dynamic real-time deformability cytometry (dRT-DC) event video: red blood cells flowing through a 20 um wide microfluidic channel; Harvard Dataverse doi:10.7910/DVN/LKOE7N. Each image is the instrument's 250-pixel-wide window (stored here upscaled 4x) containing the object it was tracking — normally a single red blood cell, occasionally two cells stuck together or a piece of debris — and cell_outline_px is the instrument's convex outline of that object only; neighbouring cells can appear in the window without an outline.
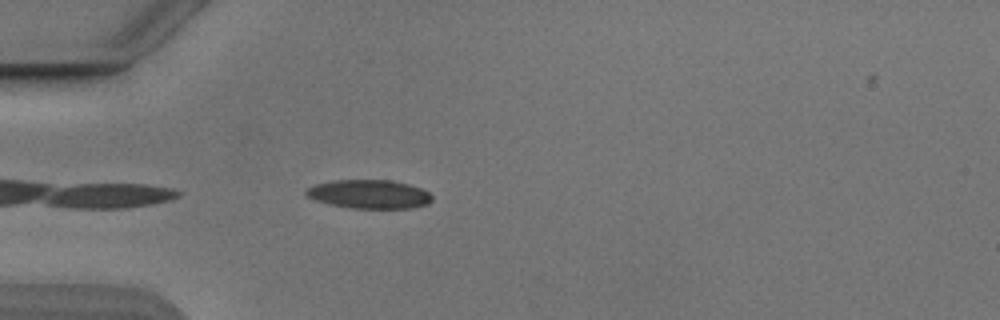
{"species": "Egyptian fruit bat (a non-hibernating species)", "species_latin": "Rousettus aegyptiacus", "temperature_condition": "cold", "stored_images_in_passage": 25, "camera_frame_rate_fps": 3000, "um_per_image_px": 0.085, "animal": {"sex": "male"}, "frame": {"image": 1, "passage_image": 2, "time_ms": 0.333, "image_size_px": [1000, 320], "cell_outline_px": [[432, 200], [428, 204], [412, 208], [352, 208], [332, 204], [316, 200], [308, 196], [304, 192], [308, 188], [316, 184], [336, 180], [388, 180], [408, 184], [420, 188], [428, 192], [432, 196]], "centroid_in_image_um": [31.41, 16.5], "position_along_channel_um": 53.6, "area_um2": 20.81}}
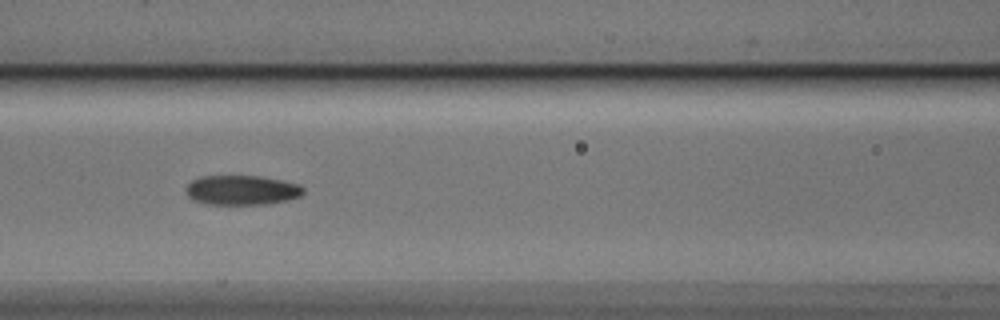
{"frame": {"image": 2, "passage_image": 10, "time_ms": 3.0, "image_size_px": [1000, 320], "cell_outline_px": [[304, 192], [300, 196], [288, 200], [268, 204], [212, 204], [196, 200], [188, 196], [188, 184], [192, 180], [200, 176], [260, 176], [280, 180], [296, 184], [304, 188]], "centroid_in_image_um": [20.59, 16.15], "position_along_channel_um": 146.0, "area_um2": 19.94}}
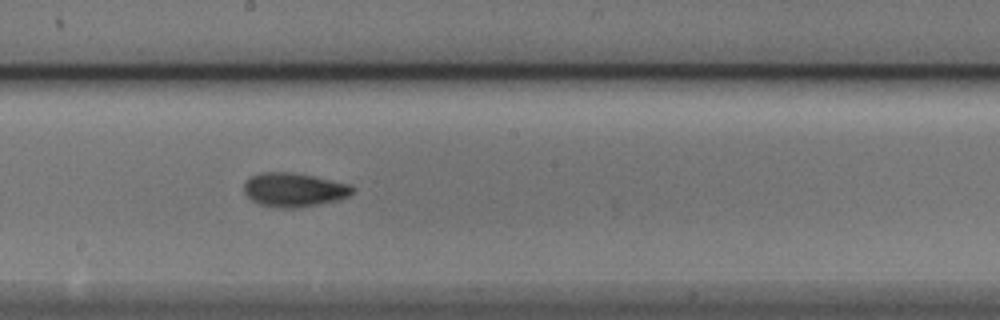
{"frame": {"image": 3, "passage_image": 16, "time_ms": 5.0, "image_size_px": [1000, 320], "cell_outline_px": [[356, 188], [348, 196], [340, 200], [300, 208], [280, 208], [260, 204], [252, 200], [244, 192], [244, 184], [252, 176], [264, 172], [288, 172], [312, 176], [352, 184]], "centroid_in_image_um": [25.04, 16.14], "position_along_channel_um": 223.2, "area_um2": 21.44}}